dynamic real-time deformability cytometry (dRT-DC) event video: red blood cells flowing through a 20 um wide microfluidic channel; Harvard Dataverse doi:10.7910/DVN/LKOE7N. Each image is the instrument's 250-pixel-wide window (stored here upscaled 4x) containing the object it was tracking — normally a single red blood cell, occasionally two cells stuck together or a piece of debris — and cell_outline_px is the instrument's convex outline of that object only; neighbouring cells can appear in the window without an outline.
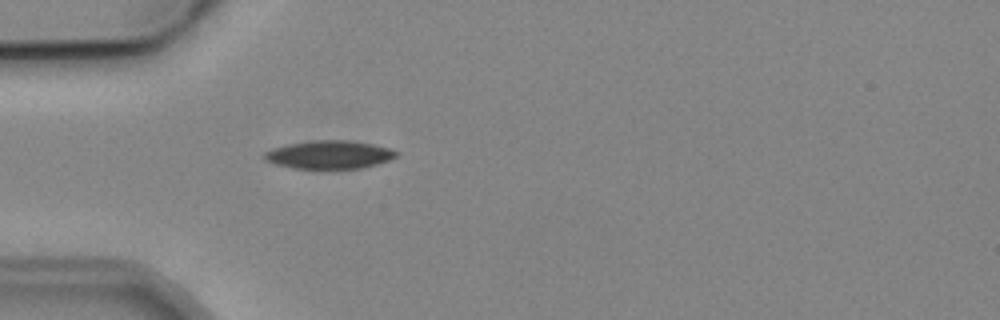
{"species": "common noctule bat (a hibernating species)", "species_latin": "Nyctalus noctula", "temperature_condition": "cold", "stored_images_in_passage": 1, "camera_frame_rate_fps": 3000, "um_per_image_px": 0.085, "animal": {"sex": "male", "body_mass_g": 19.2, "forearm_length_mm": 51.8}, "frame": {"image": 1, "passage_image": 1, "time_ms": 0.0, "image_size_px": [1000, 320], "cell_outline_px": [[400, 152], [396, 156], [388, 160], [376, 164], [360, 168], [292, 168], [276, 164], [264, 160], [264, 152], [272, 148], [292, 144], [316, 140], [352, 140], [372, 144], [388, 148]], "centroid_in_image_um": [27.99, 13.14], "position_along_channel_um": 57.0, "area_um2": 21.39}}